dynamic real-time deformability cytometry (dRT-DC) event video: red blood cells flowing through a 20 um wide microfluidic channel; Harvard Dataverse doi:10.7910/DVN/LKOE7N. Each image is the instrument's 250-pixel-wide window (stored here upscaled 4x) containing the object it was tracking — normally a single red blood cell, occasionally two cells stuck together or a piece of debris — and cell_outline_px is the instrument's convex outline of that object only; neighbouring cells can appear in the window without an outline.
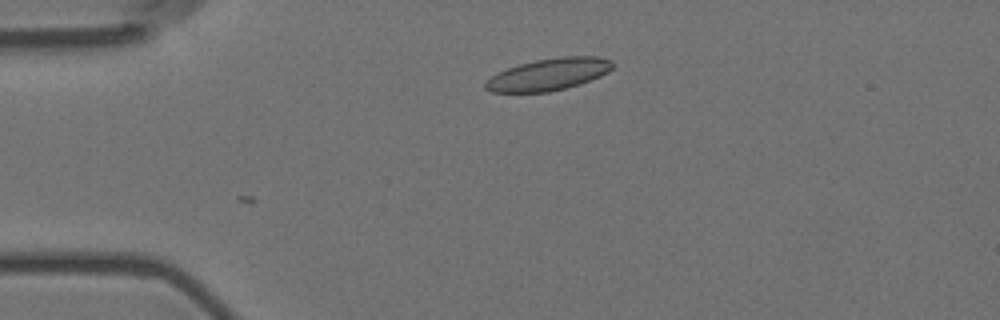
{"species": "Egyptian fruit bat (a non-hibernating species)", "species_latin": "Rousettus aegyptiacus", "temperature_condition": "room temperature", "stored_images_in_passage": 3, "camera_frame_rate_fps": 3000, "um_per_image_px": 0.085, "animal": {"sex": "female"}, "frame": {"image": 1, "passage_image": 3, "time_ms": 0.667, "image_size_px": [1000, 320], "cell_outline_px": [[612, 68], [608, 72], [600, 76], [580, 84], [548, 92], [492, 92], [484, 88], [484, 84], [496, 72], [520, 64], [536, 60], [560, 56], [596, 56], [612, 60]], "centroid_in_image_um": [46.63, 6.32], "position_along_channel_um": 38.4, "area_um2": 23.58}}